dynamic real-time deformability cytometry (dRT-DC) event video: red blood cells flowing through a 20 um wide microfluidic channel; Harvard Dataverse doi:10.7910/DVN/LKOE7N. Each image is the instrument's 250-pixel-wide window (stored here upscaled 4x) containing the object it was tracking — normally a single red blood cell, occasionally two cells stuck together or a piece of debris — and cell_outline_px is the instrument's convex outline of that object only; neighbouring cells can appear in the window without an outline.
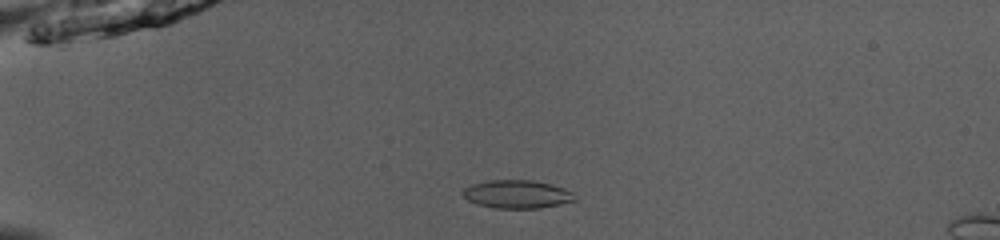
{"species": "common noctule bat (a hibernating species)", "species_latin": "Nyctalus noctula", "temperature_condition": "room temperature", "stored_images_in_passage": 46, "camera_frame_rate_fps": 3000, "um_per_image_px": 0.085, "animal": {"sex": "male", "body_mass_g": 13.0, "forearm_length_mm": 53.1}, "frame": {"image": 1, "passage_image": 9, "time_ms": 2.667, "image_size_px": [1000, 240], "cell_outline_px": [[576, 200], [560, 204], [540, 208], [496, 208], [476, 204], [468, 200], [460, 192], [464, 188], [472, 184], [488, 180], [532, 180], [552, 184], [564, 188], [572, 192], [576, 196]], "centroid_in_image_um": [43.94, 16.5], "position_along_channel_um": 41.1, "area_um2": 18.5}}
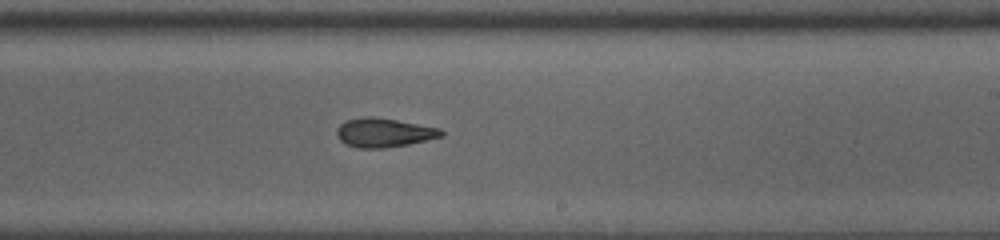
{"frame": {"image": 2, "passage_image": 28, "time_ms": 9.0, "image_size_px": [1000, 240], "cell_outline_px": [[444, 136], [408, 144], [384, 148], [356, 148], [344, 144], [336, 136], [336, 128], [344, 120], [364, 116], [376, 116], [440, 128], [444, 132]], "centroid_in_image_um": [32.58, 11.26], "position_along_channel_um": 256.4, "area_um2": 17.98}}
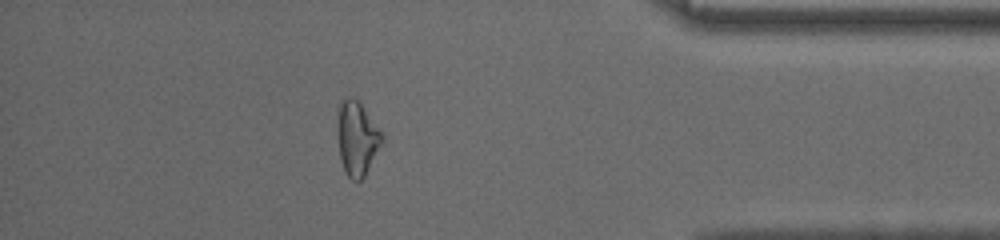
{"frame": {"image": 3, "passage_image": 41, "time_ms": 13.333, "image_size_px": [1000, 240], "cell_outline_px": [[384, 140], [364, 176], [360, 180], [352, 180], [344, 172], [340, 160], [336, 132], [336, 128], [340, 104], [348, 96], [352, 96], [360, 104], [380, 128], [384, 136]], "centroid_in_image_um": [30.33, 11.77], "position_along_channel_um": 404.9, "area_um2": 19.31}, "authors_computed_cell_mechanics": {"area_um2": 18.3226, "velocity_mm_per_s": 4.0173, "shape_relaxation_time_tau1_ms": null, "shape_relaxation_time_tau2_ms": 2.2325, "deformation_change_tau1": null, "deformation_change_tau2": 0.1013}}